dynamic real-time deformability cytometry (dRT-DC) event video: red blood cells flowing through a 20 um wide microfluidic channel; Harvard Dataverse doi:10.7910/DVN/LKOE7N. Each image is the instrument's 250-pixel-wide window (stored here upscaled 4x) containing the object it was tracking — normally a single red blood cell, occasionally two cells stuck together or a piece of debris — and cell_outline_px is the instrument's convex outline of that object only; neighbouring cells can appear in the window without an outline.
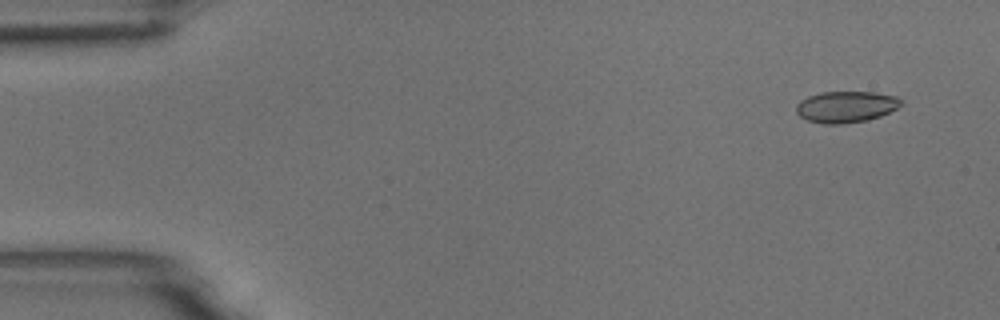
{"species": "common noctule bat (a hibernating species)", "species_latin": "Nyctalus noctula", "temperature_condition": "room temperature", "stored_images_in_passage": 5, "camera_frame_rate_fps": 3000, "um_per_image_px": 0.085, "animal": {"sex": "male", "body_mass_g": 18.8}, "frame": {"image": 1, "passage_image": 1, "time_ms": 0.0, "image_size_px": [1000, 320], "cell_outline_px": [[904, 104], [880, 116], [868, 120], [844, 124], [824, 124], [808, 120], [800, 116], [796, 112], [796, 104], [800, 100], [808, 96], [820, 92], [876, 92], [896, 96]], "centroid_in_image_um": [71.9, 9.07], "position_along_channel_um": 13.1, "area_um2": 19.25}}